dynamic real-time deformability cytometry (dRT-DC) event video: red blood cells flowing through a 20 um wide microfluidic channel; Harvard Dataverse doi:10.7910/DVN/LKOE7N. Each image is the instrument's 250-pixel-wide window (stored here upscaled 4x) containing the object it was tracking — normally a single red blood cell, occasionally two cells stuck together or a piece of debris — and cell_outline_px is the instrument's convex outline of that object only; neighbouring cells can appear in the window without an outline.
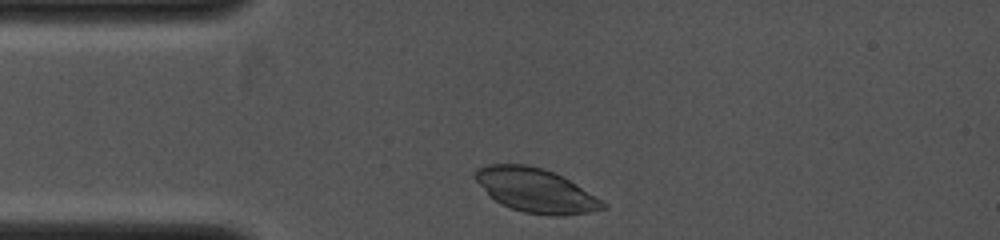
{"species": "common noctule bat (a hibernating species)", "species_latin": "Nyctalus noctula", "temperature_condition": "cold", "stored_images_in_passage": 1, "camera_frame_rate_fps": 4000, "um_per_image_px": 0.085, "animal": {"sex": "female", "body_mass_g": 19.0, "forearm_length_mm": 53.3}, "frame": {"image": 1, "passage_image": 1, "time_ms": 0.0, "image_size_px": [1000, 240], "cell_outline_px": [[608, 208], [588, 212], [564, 216], [552, 216], [524, 212], [500, 204], [472, 176], [472, 172], [488, 164], [528, 164], [552, 172], [568, 180], [608, 204]], "centroid_in_image_um": [45.54, 16.19], "position_along_channel_um": 39.5, "area_um2": 32.19}}